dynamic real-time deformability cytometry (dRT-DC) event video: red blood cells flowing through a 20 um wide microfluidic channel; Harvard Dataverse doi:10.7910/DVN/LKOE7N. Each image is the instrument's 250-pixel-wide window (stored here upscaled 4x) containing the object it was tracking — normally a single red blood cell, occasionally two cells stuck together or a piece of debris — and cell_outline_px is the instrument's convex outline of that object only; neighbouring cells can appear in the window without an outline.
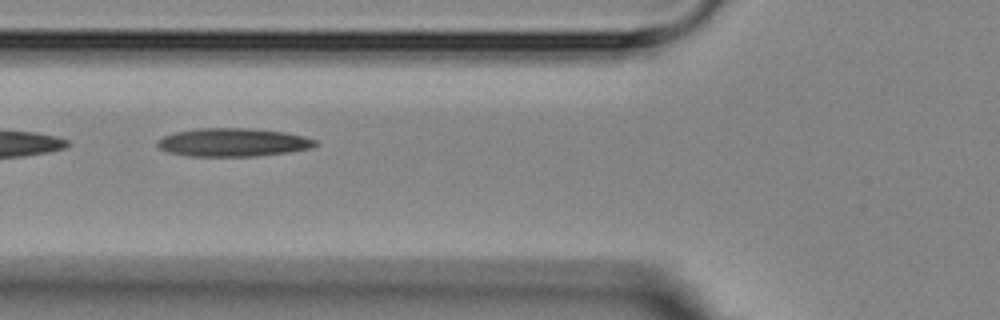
{"species": "Egyptian fruit bat (a non-hibernating species)", "species_latin": "Rousettus aegyptiacus", "temperature_condition": "room temperature", "stored_images_in_passage": 12, "camera_frame_rate_fps": 3000, "um_per_image_px": 0.085, "animal": {"sex": "female"}, "frame": {"image": 1, "passage_image": 3, "time_ms": 2.333, "image_size_px": [1000, 320], "cell_outline_px": [[320, 144], [312, 148], [288, 152], [256, 156], [188, 156], [168, 152], [160, 148], [156, 144], [156, 140], [164, 136], [176, 132], [196, 128], [252, 128], [284, 132], [304, 136], [316, 140]], "centroid_in_image_um": [19.82, 12.1], "position_along_channel_um": 106.0, "area_um2": 26.18}}
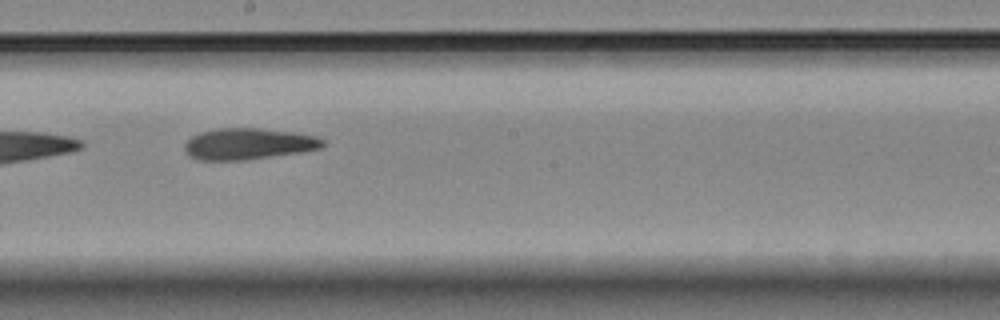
{"frame": {"image": 2, "passage_image": 6, "time_ms": 5.667, "image_size_px": [1000, 320], "cell_outline_px": [[324, 144], [320, 148], [300, 152], [248, 160], [196, 160], [188, 156], [184, 152], [184, 144], [192, 136], [200, 132], [216, 128], [260, 128], [292, 132], [316, 136], [324, 140]], "centroid_in_image_um": [21.05, 12.23], "position_along_channel_um": 227.1, "area_um2": 25.37}}
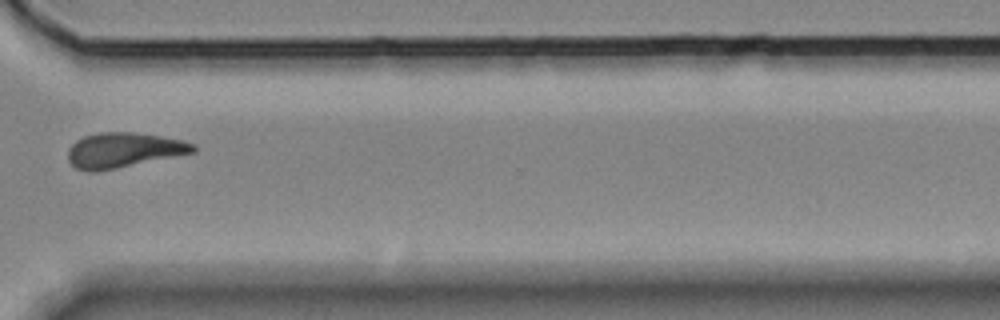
{"frame": {"image": 3, "passage_image": 9, "time_ms": 9.333, "image_size_px": [1000, 320], "cell_outline_px": [[196, 152], [96, 172], [88, 172], [76, 168], [68, 160], [68, 148], [76, 140], [84, 136], [100, 132], [132, 132], [160, 136], [180, 140], [192, 144], [196, 148]], "centroid_in_image_um": [10.45, 12.76], "position_along_channel_um": 360.1, "area_um2": 25.32}, "authors_computed_cell_mechanics": {"area_um2": 24.4783, "velocity_mm_per_s": 3.6124, "shape_relaxation_time_tau1_ms": null, "shape_relaxation_time_tau2_ms": 10.491, "deformation_change_tau1": null, "deformation_change_tau2": 0.1926}}